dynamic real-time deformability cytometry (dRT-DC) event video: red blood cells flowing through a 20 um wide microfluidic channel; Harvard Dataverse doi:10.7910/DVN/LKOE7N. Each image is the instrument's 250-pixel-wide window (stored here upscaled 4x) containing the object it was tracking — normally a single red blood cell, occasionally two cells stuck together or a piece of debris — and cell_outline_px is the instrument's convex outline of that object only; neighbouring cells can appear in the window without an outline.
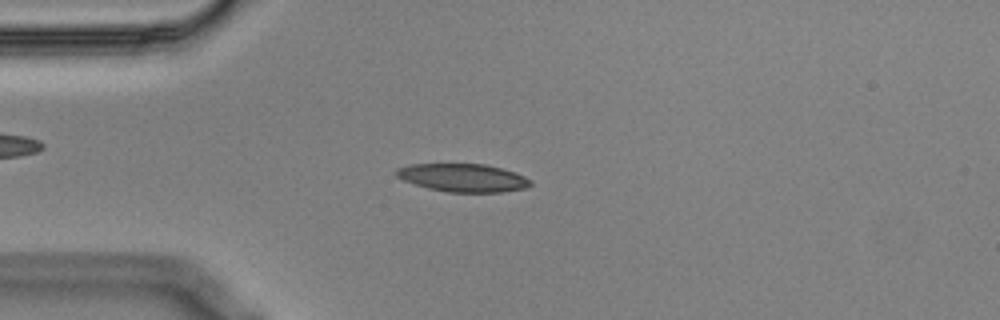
{"species": "Egyptian fruit bat (a non-hibernating species)", "species_latin": "Rousettus aegyptiacus", "temperature_condition": "cold", "stored_images_in_passage": 56, "camera_frame_rate_fps": 3000, "um_per_image_px": 0.085, "animal": {"sex": "male"}, "frame": {"image": 1, "passage_image": 14, "time_ms": 4.333, "image_size_px": [1000, 320], "cell_outline_px": [[532, 184], [524, 188], [500, 192], [448, 192], [428, 188], [404, 180], [396, 176], [396, 168], [412, 164], [484, 164], [500, 168], [524, 176], [532, 180]], "centroid_in_image_um": [39.34, 15.11], "position_along_channel_um": 45.7, "area_um2": 21.68}}
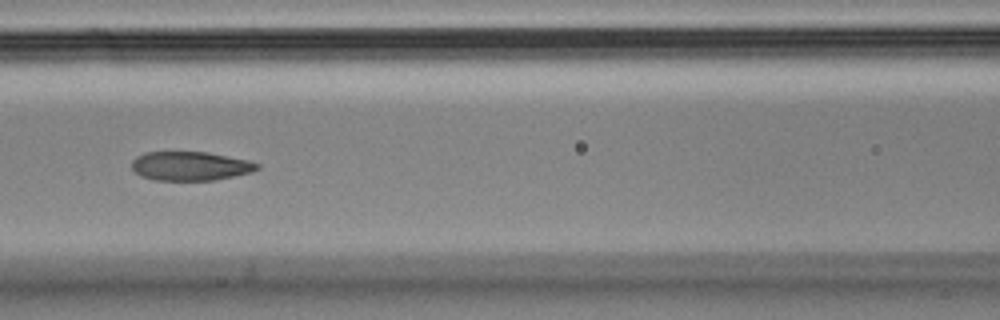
{"frame": {"image": 2, "passage_image": 24, "time_ms": 7.667, "image_size_px": [1000, 320], "cell_outline_px": [[260, 168], [252, 172], [216, 180], [152, 180], [140, 176], [132, 168], [132, 160], [136, 156], [144, 152], [208, 152], [248, 160], [260, 164]], "centroid_in_image_um": [16.18, 14.11], "position_along_channel_um": 150.4, "area_um2": 21.33}}
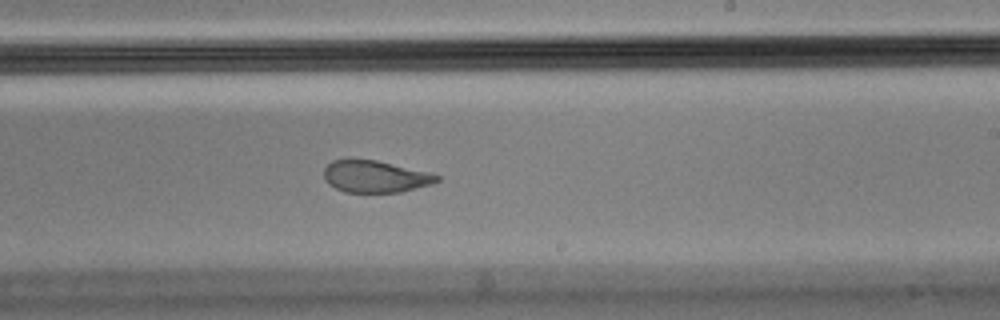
{"frame": {"image": 3, "passage_image": 33, "time_ms": 10.667, "image_size_px": [1000, 320], "cell_outline_px": [[440, 180], [432, 184], [400, 192], [344, 192], [328, 184], [324, 180], [324, 168], [332, 160], [348, 156], [376, 160], [428, 172], [440, 176]], "centroid_in_image_um": [31.82, 14.97], "position_along_channel_um": 257.2, "area_um2": 21.5}, "authors_computed_cell_mechanics": {"area_um2": 22.6287, "velocity_mm_per_s": 3.5617, "shape_relaxation_time_tau1_ms": 8.8754, "shape_relaxation_time_tau2_ms": 1.5599, "deformation_change_tau1": 0.2373, "deformation_change_tau2": 0.0791}}